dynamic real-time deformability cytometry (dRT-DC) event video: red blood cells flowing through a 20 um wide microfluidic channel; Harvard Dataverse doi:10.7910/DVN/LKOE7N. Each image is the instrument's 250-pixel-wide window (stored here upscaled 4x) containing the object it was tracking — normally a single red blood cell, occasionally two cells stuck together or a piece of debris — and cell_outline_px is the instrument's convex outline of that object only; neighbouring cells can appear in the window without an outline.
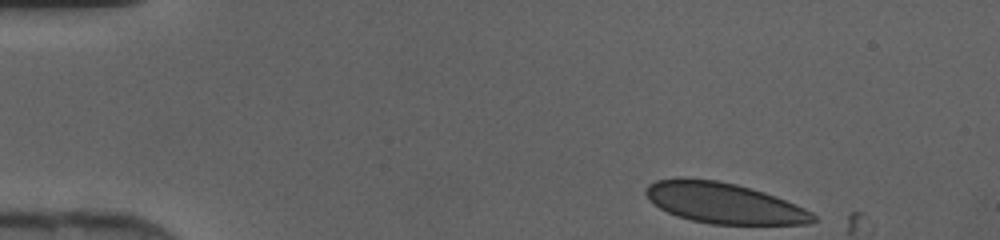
{"species": "human", "species_latin": "Homo sapiens", "temperature_condition": "cold", "stored_images_in_passage": 4, "camera_frame_rate_fps": 3000, "um_per_image_px": 0.085, "donor": {"sex": "female"}, "frame": {"image": 1, "passage_image": 1, "time_ms": 0.0, "image_size_px": [1000, 240], "cell_outline_px": [[816, 220], [812, 224], [712, 224], [692, 220], [676, 216], [660, 208], [648, 200], [644, 192], [648, 184], [656, 180], [676, 176], [716, 180], [736, 184], [752, 188], [776, 196], [804, 208], [812, 212], [816, 216]], "centroid_in_image_um": [61.49, 17.24], "position_along_channel_um": 23.5, "area_um2": 40.0}}